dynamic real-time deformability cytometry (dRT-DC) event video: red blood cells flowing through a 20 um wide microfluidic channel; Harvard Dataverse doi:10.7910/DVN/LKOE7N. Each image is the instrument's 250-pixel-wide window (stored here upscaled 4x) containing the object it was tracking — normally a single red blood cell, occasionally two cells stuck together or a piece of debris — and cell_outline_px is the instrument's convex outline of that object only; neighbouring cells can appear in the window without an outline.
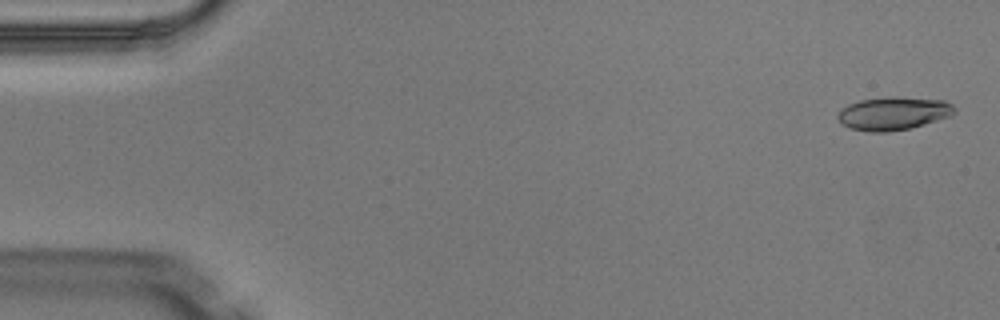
{"species": "Egyptian fruit bat (a non-hibernating species)", "species_latin": "Rousettus aegyptiacus", "temperature_condition": "warm", "stored_images_in_passage": 4, "camera_frame_rate_fps": 3000, "um_per_image_px": 0.085, "animal": {"sex": "male"}, "frame": {"image": 1, "passage_image": 1, "time_ms": 0.0, "image_size_px": [1000, 320], "cell_outline_px": [[956, 112], [952, 116], [912, 128], [888, 132], [872, 132], [852, 128], [840, 124], [836, 116], [848, 104], [860, 100], [896, 96], [944, 100], [952, 104], [956, 108]], "centroid_in_image_um": [75.98, 9.64], "position_along_channel_um": 9.0, "area_um2": 22.72}}
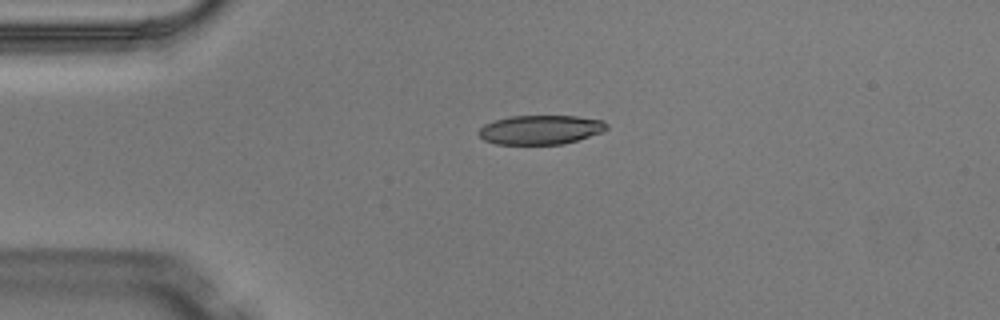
{"frame": {"image": 2, "passage_image": 3, "time_ms": 0.667, "image_size_px": [1000, 320], "cell_outline_px": [[608, 128], [604, 132], [564, 144], [496, 144], [484, 140], [476, 132], [484, 124], [508, 116], [576, 116], [604, 120], [608, 124]], "centroid_in_image_um": [45.97, 11.02], "position_along_channel_um": 39.0, "area_um2": 21.96}}